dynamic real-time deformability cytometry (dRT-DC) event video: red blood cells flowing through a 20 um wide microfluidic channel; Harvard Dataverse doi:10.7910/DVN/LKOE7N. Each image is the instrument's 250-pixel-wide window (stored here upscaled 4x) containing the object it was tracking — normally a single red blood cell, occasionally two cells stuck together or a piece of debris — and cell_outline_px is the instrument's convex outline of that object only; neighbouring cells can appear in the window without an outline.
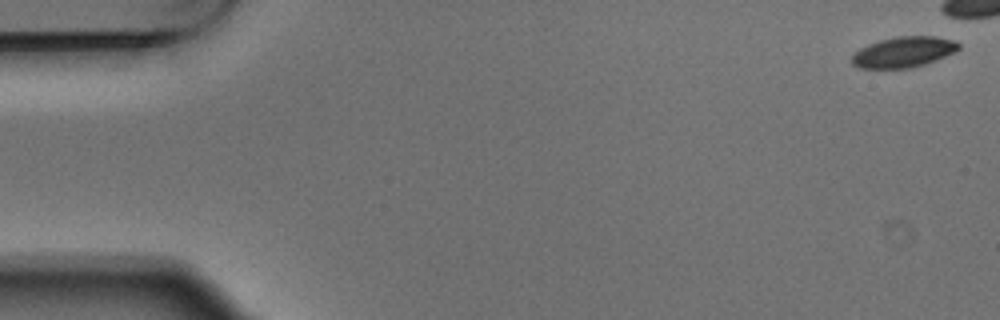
{"species": "Egyptian fruit bat (a non-hibernating species)", "species_latin": "Rousettus aegyptiacus", "temperature_condition": "warm", "stored_images_in_passage": 6, "camera_frame_rate_fps": 3000, "um_per_image_px": 0.085, "animal": {"sex": "male"}, "frame": {"image": 1, "passage_image": 1, "time_ms": 0.0, "image_size_px": [1000, 320], "cell_outline_px": [[960, 48], [936, 60], [912, 68], [860, 68], [852, 64], [852, 56], [860, 48], [868, 44], [880, 40], [896, 36], [936, 36], [952, 40], [960, 44]], "centroid_in_image_um": [76.79, 4.42], "position_along_channel_um": 8.2, "area_um2": 18.9}}
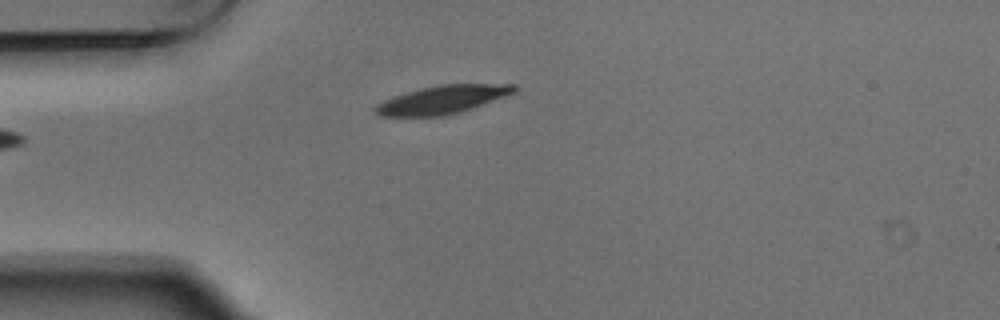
{"frame": {"image": 2, "passage_image": 6, "time_ms": 1.667, "image_size_px": [1000, 320], "cell_outline_px": [[520, 88], [516, 92], [472, 108], [460, 112], [440, 116], [380, 116], [372, 112], [372, 108], [376, 104], [392, 96], [420, 88], [440, 84], [516, 84]], "centroid_in_image_um": [37.58, 8.46], "position_along_channel_um": 47.4, "area_um2": 23.0}}